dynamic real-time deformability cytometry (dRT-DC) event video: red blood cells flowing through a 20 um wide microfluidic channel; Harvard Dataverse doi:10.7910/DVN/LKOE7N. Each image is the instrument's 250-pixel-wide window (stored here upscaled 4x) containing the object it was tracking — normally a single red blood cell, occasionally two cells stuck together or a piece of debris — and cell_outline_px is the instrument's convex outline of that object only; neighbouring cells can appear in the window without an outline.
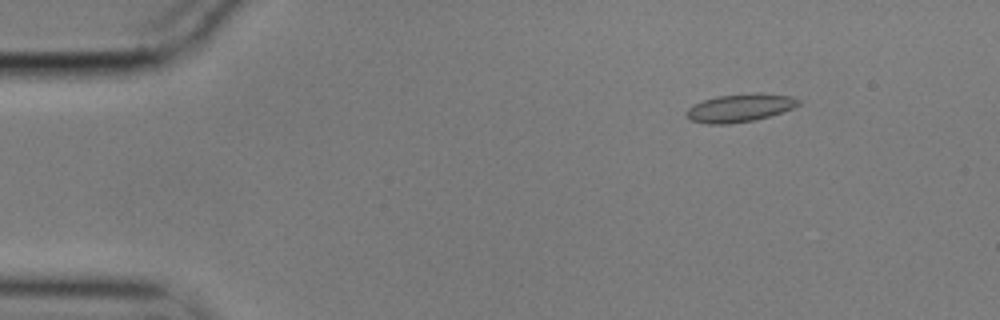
{"species": "common noctule bat (a hibernating species)", "species_latin": "Nyctalus noctula", "temperature_condition": "cold", "stored_images_in_passage": 57, "camera_frame_rate_fps": 3000, "um_per_image_px": 0.085, "animal": {"sex": "male", "body_mass_g": 17.9}, "frame": {"image": 1, "passage_image": 8, "time_ms": 2.333, "image_size_px": [1000, 320], "cell_outline_px": [[800, 104], [792, 108], [756, 120], [728, 124], [708, 124], [692, 120], [684, 112], [688, 108], [704, 100], [716, 96], [752, 92], [760, 92], [792, 96], [800, 100]], "centroid_in_image_um": [62.91, 9.15], "position_along_channel_um": 22.1, "area_um2": 18.32}}
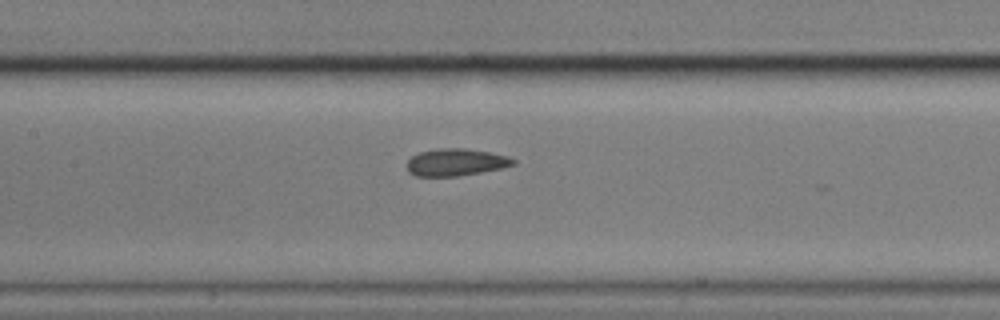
{"frame": {"image": 2, "passage_image": 27, "time_ms": 8.667, "image_size_px": [1000, 320], "cell_outline_px": [[516, 164], [504, 168], [456, 176], [416, 176], [408, 172], [408, 160], [412, 156], [420, 152], [436, 148], [464, 148], [488, 152], [508, 156], [516, 160]], "centroid_in_image_um": [38.77, 13.79], "position_along_channel_um": 168.6, "area_um2": 16.82}}
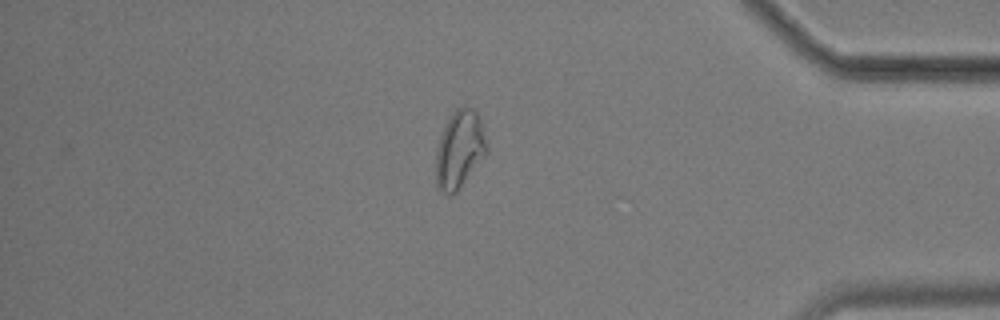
{"frame": {"image": 3, "passage_image": 49, "time_ms": 16.0, "image_size_px": [1000, 320], "cell_outline_px": [[488, 152], [456, 192], [444, 192], [436, 188], [436, 148], [440, 136], [448, 120], [456, 108], [464, 104], [472, 108], [476, 112], [480, 120], [488, 148]], "centroid_in_image_um": [39.06, 12.67], "position_along_channel_um": 396.1, "area_um2": 22.77}, "authors_computed_cell_mechanics": {"area_um2": 17.6868, "velocity_mm_per_s": 3.5128, "shape_relaxation_time_tau1_ms": null, "shape_relaxation_time_tau2_ms": 1.8336, "deformation_change_tau1": null, "deformation_change_tau2": 0.08}}